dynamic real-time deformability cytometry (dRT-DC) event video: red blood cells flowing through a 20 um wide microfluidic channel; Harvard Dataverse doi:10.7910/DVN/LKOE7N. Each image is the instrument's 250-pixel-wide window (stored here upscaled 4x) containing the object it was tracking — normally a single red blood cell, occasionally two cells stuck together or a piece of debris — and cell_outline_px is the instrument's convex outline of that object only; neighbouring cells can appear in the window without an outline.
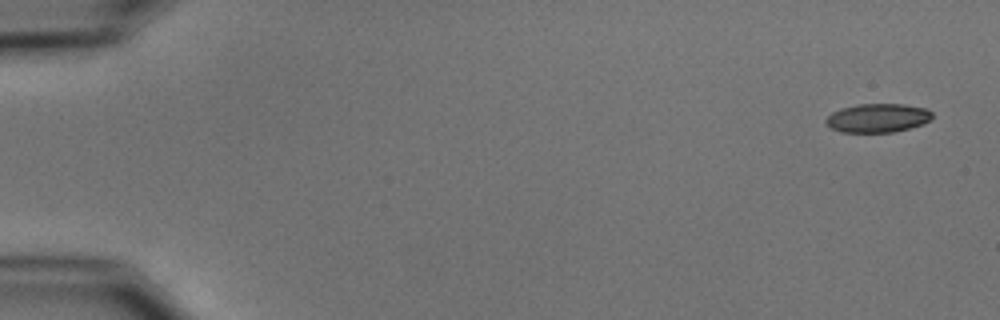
{"species": "common noctule bat (a hibernating species)", "species_latin": "Nyctalus noctula", "temperature_condition": "cold", "stored_images_in_passage": 5, "segment_of_instrument_passage": [1, 2], "camera_frame_rate_fps": 3000, "um_per_image_px": 0.085, "animal": {"sex": "male", "body_mass_g": 15.6}, "frame": {"image": 1, "passage_image": 1, "time_ms": 0.0, "image_size_px": [1000, 320], "cell_outline_px": [[932, 116], [924, 124], [892, 132], [840, 132], [832, 128], [824, 120], [832, 112], [840, 108], [860, 104], [904, 104], [928, 108], [932, 112]], "centroid_in_image_um": [74.61, 10.02], "position_along_channel_um": 10.4, "area_um2": 17.8}}